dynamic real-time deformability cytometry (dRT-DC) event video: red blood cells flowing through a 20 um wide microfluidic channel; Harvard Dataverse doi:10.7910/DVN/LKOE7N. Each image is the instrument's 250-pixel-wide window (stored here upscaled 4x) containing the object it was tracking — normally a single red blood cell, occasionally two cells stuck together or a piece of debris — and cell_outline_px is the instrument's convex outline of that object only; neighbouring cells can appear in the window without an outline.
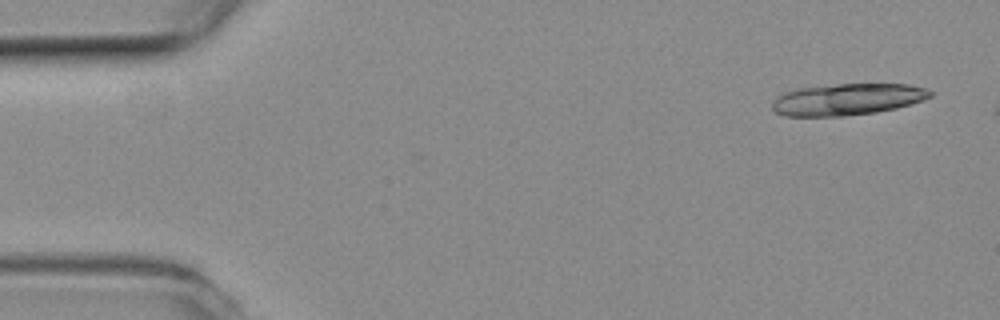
{"species": "common noctule bat (a hibernating species)", "species_latin": "Nyctalus noctula", "temperature_condition": "room temperature", "stored_images_in_passage": 4, "segment_of_instrument_passage": [2, 2], "camera_frame_rate_fps": 3000, "um_per_image_px": 0.085, "animal": {"sex": "female", "body_mass_g": 19.3, "forearm_length_mm": 54.1}, "frame": {"image": 1, "passage_image": 4, "time_ms": 1.0, "image_size_px": [1000, 320], "cell_outline_px": [[932, 96], [896, 108], [876, 112], [840, 116], [784, 116], [776, 112], [772, 108], [772, 104], [784, 92], [800, 88], [836, 84], [908, 84], [924, 88], [932, 92]], "centroid_in_image_um": [72.01, 8.44], "position_along_channel_um": 13.0, "area_um2": 28.67}}